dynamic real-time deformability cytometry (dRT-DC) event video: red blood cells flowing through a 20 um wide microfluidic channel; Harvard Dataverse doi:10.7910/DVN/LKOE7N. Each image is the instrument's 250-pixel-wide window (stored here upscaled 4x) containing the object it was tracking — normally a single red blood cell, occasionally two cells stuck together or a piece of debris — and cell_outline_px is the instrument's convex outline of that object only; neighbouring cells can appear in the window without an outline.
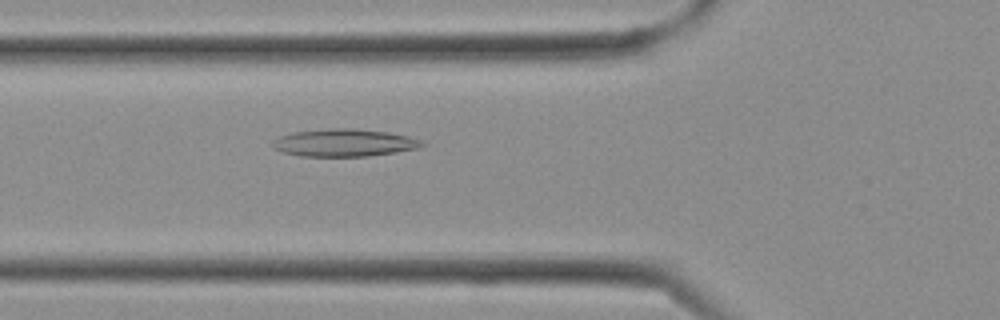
{"species": "Egyptian fruit bat (a non-hibernating species)", "species_latin": "Rousettus aegyptiacus", "temperature_condition": "cold", "stored_images_in_passage": 9, "camera_frame_rate_fps": 3000, "um_per_image_px": 0.085, "frame": {"image": 1, "passage_image": 7, "time_ms": 2.0, "image_size_px": [1000, 320], "cell_outline_px": [[428, 144], [420, 148], [396, 152], [368, 156], [300, 156], [284, 152], [272, 148], [272, 140], [280, 136], [292, 132], [328, 128], [352, 128], [388, 132], [408, 136], [420, 140]], "centroid_in_image_um": [29.26, 12.13], "position_along_channel_um": 96.5, "area_um2": 24.1}}
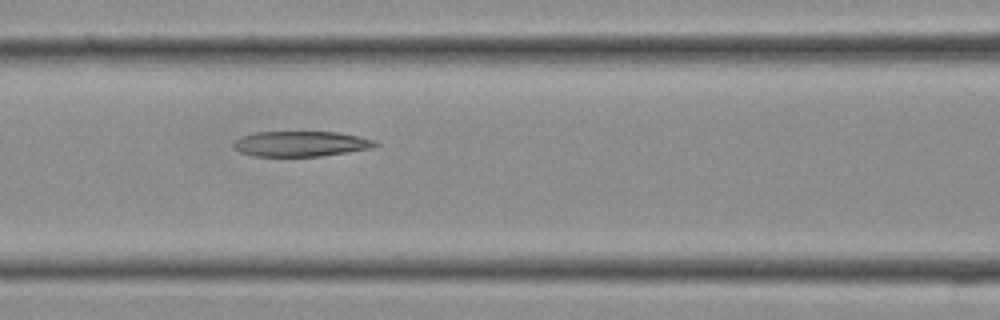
{"frame": {"image": 2, "passage_image": 9, "time_ms": 2.667, "image_size_px": [1000, 320], "cell_outline_px": [[380, 144], [372, 148], [320, 156], [252, 156], [240, 152], [232, 144], [232, 140], [240, 136], [256, 132], [336, 132], [360, 136], [376, 140]], "centroid_in_image_um": [25.56, 12.22], "position_along_channel_um": 141.0, "area_um2": 21.04}}